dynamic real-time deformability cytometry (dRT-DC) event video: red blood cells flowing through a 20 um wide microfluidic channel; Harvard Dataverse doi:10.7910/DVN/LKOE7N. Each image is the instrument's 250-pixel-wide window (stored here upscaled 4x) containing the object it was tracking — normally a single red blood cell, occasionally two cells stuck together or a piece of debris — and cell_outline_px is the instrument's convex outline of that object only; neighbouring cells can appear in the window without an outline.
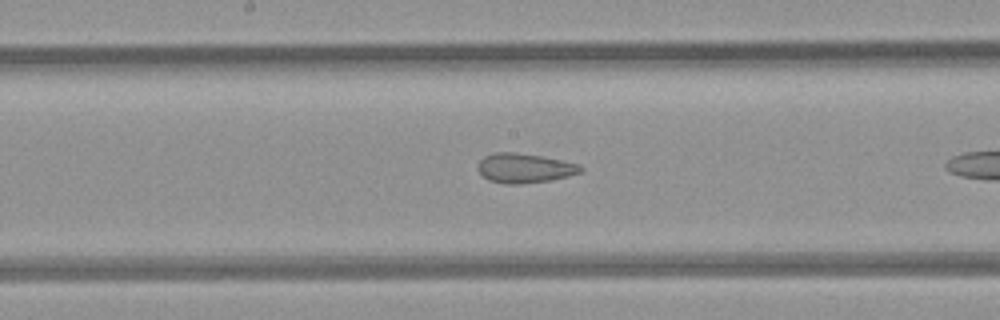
{"species": "common noctule bat (a hibernating species)", "species_latin": "Nyctalus noctula", "temperature_condition": "room temperature", "stored_images_in_passage": 8, "camera_frame_rate_fps": 3000, "um_per_image_px": 0.085, "animal": {"sex": "female", "body_mass_g": 21.9}, "frame": {"image": 1, "passage_image": 7, "time_ms": 2.0, "image_size_px": [1000, 320], "cell_outline_px": [[584, 168], [580, 172], [568, 176], [552, 180], [520, 184], [504, 184], [488, 180], [476, 168], [476, 164], [484, 156], [492, 152], [516, 152], [540, 156], [580, 164]], "centroid_in_image_um": [44.55, 14.29], "position_along_channel_um": 203.7, "area_um2": 17.8}}